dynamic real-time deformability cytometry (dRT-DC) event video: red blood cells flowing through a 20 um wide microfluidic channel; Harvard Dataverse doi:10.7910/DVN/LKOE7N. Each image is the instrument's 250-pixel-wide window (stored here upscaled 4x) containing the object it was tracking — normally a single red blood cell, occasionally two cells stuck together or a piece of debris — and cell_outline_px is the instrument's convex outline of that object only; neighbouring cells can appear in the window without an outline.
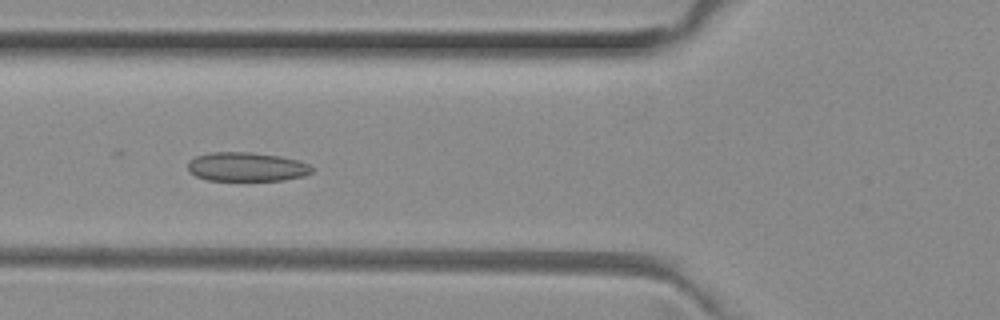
{"species": "common noctule bat (a hibernating species)", "species_latin": "Nyctalus noctula", "temperature_condition": "room temperature", "stored_images_in_passage": 28, "camera_frame_rate_fps": 3000, "um_per_image_px": 0.085, "animal": {"sex": "female", "body_mass_g": 29.2, "forearm_length_mm": 56.3}, "frame": {"image": 1, "passage_image": 19, "time_ms": 6.0, "image_size_px": [1000, 320], "cell_outline_px": [[312, 172], [304, 176], [284, 180], [208, 180], [196, 176], [188, 172], [188, 160], [196, 156], [212, 152], [252, 152], [280, 156], [296, 160], [308, 164], [312, 168]], "centroid_in_image_um": [20.93, 14.18], "position_along_channel_um": 104.9, "area_um2": 20.98}}
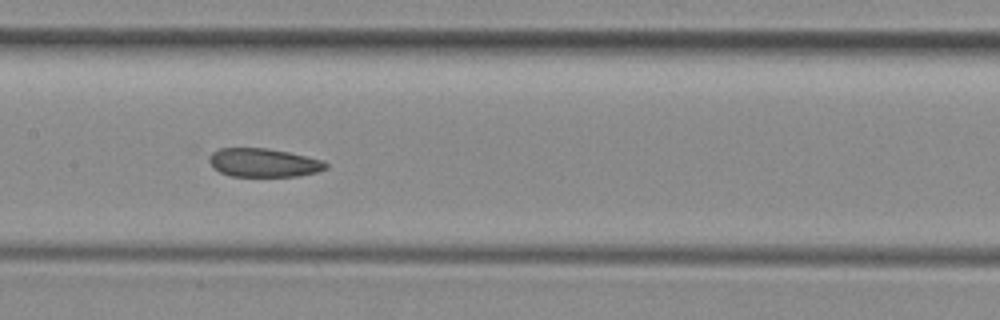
{"frame": {"image": 2, "passage_image": 25, "time_ms": 8.0, "image_size_px": [1000, 320], "cell_outline_px": [[328, 168], [316, 172], [300, 176], [232, 176], [220, 172], [212, 168], [208, 160], [208, 156], [212, 152], [220, 148], [268, 148], [288, 152], [324, 160], [328, 164]], "centroid_in_image_um": [22.4, 13.82], "position_along_channel_um": 185.0, "area_um2": 19.59}}
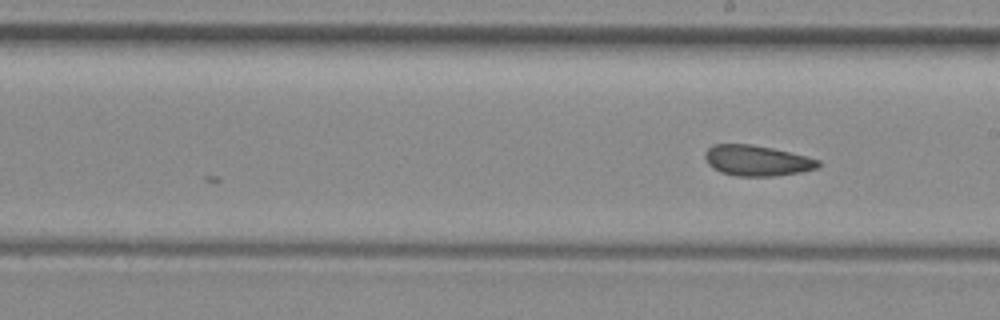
{"frame": {"image": 3, "passage_image": 28, "time_ms": 9.0, "image_size_px": [1000, 320], "cell_outline_px": [[820, 164], [816, 168], [800, 172], [772, 176], [736, 176], [720, 172], [712, 168], [708, 164], [704, 156], [708, 148], [712, 144], [752, 144], [772, 148], [820, 160]], "centroid_in_image_um": [64.29, 13.65], "position_along_channel_um": 224.7, "area_um2": 20.06}}